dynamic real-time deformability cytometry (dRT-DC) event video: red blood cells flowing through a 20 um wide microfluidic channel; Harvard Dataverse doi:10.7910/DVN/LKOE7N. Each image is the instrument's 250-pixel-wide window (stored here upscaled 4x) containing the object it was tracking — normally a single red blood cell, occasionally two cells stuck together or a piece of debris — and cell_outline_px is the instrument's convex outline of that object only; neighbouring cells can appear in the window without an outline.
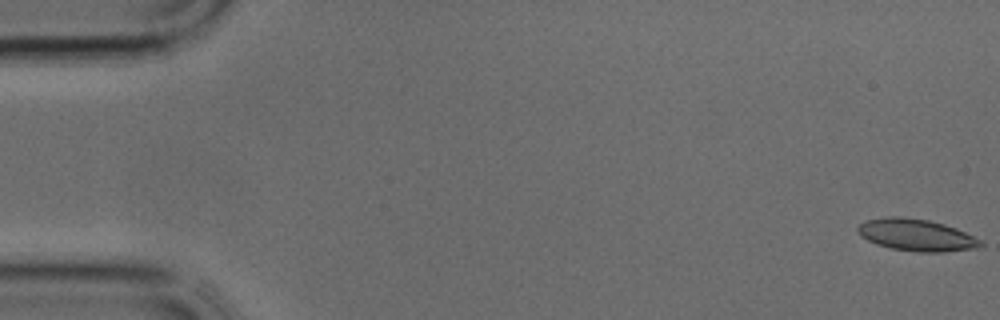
{"species": "common noctule bat (a hibernating species)", "species_latin": "Nyctalus noctula", "temperature_condition": "cold", "stored_images_in_passage": 39, "camera_frame_rate_fps": 3000, "um_per_image_px": 0.085, "animal": {"sex": "male", "body_mass_g": 17.9, "forearm_length_mm": 54.2}, "frame": {"image": 1, "passage_image": 1, "time_ms": 0.0, "image_size_px": [1000, 320], "cell_outline_px": [[984, 248], [944, 252], [916, 252], [892, 248], [876, 244], [860, 236], [856, 228], [864, 220], [888, 216], [900, 216], [928, 220], [944, 224], [956, 228], [984, 240]], "centroid_in_image_um": [77.95, 19.98], "position_along_channel_um": 7.0, "area_um2": 23.29}}
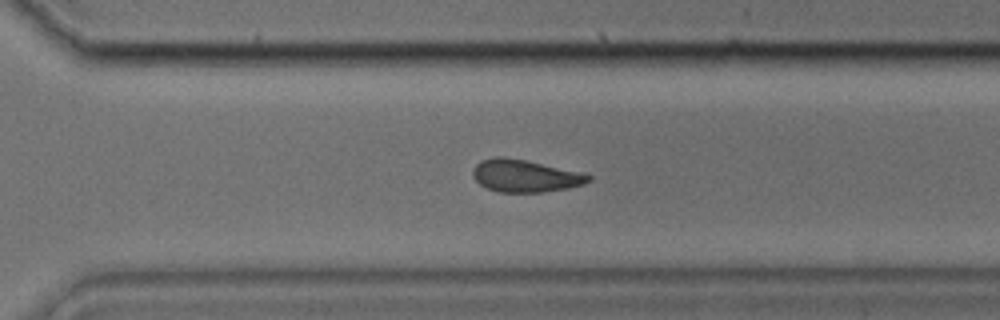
{"frame": {"image": 2, "passage_image": 27, "time_ms": 8.667, "image_size_px": [1000, 320], "cell_outline_px": [[592, 180], [584, 184], [568, 188], [540, 192], [496, 192], [480, 184], [472, 176], [472, 168], [480, 160], [496, 156], [504, 156], [524, 160], [592, 176]], "centroid_in_image_um": [44.55, 14.95], "position_along_channel_um": 326.1, "area_um2": 21.5}}
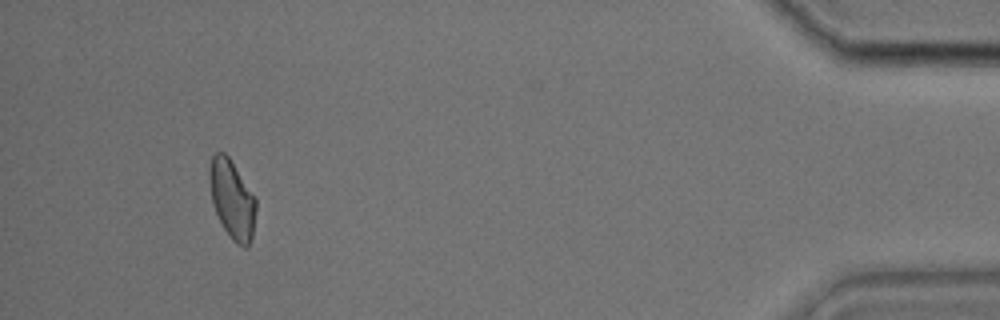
{"frame": {"image": 3, "passage_image": 36, "time_ms": 11.667, "image_size_px": [1000, 320], "cell_outline_px": [[256, 208], [252, 236], [248, 248], [244, 248], [236, 244], [232, 240], [224, 228], [216, 212], [212, 200], [208, 180], [208, 172], [212, 156], [216, 152], [224, 152], [228, 156], [256, 196]], "centroid_in_image_um": [19.73, 16.93], "position_along_channel_um": 415.5, "area_um2": 21.44}}